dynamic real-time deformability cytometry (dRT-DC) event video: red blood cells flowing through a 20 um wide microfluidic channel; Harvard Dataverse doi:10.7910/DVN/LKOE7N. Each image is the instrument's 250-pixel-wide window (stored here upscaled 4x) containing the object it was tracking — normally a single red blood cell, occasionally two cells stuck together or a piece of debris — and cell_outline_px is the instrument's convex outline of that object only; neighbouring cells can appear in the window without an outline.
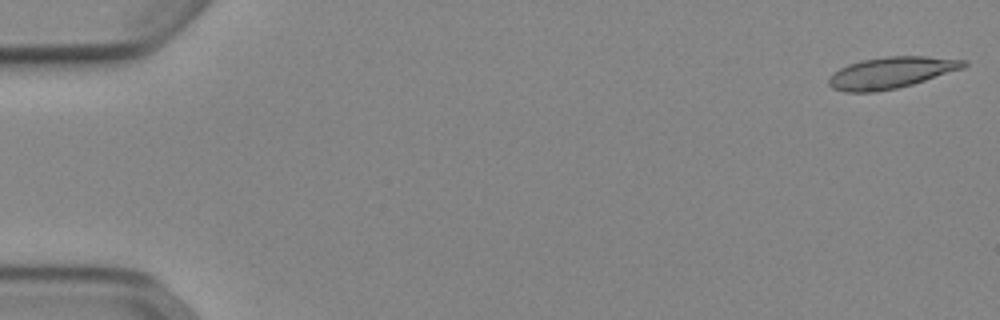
{"species": "Egyptian fruit bat (a non-hibernating species)", "species_latin": "Rousettus aegyptiacus", "temperature_condition": "cold", "stored_images_in_passage": 52, "camera_frame_rate_fps": 3000, "um_per_image_px": 0.085, "animal": {"sex": "female"}, "frame": {"image": 1, "passage_image": 1, "time_ms": 0.0, "image_size_px": [1000, 320], "cell_outline_px": [[968, 64], [964, 68], [912, 84], [896, 88], [876, 92], [844, 92], [832, 88], [828, 84], [828, 76], [832, 72], [848, 64], [860, 60], [884, 56], [924, 56], [968, 60]], "centroid_in_image_um": [75.71, 6.17], "position_along_channel_um": 9.3, "area_um2": 24.91}}
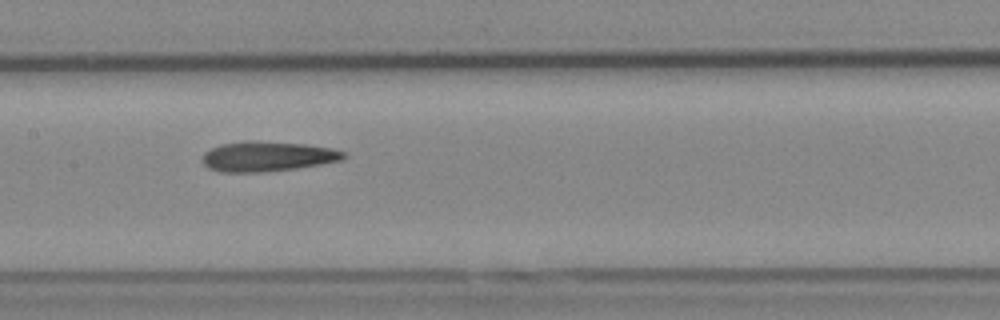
{"frame": {"image": 2, "passage_image": 26, "time_ms": 8.333, "image_size_px": [1000, 320], "cell_outline_px": [[348, 156], [340, 160], [320, 164], [296, 168], [264, 172], [220, 172], [208, 168], [204, 164], [204, 152], [220, 144], [248, 140], [256, 140], [304, 144], [332, 148], [344, 152]], "centroid_in_image_um": [22.72, 13.29], "position_along_channel_um": 184.7, "area_um2": 24.68}}
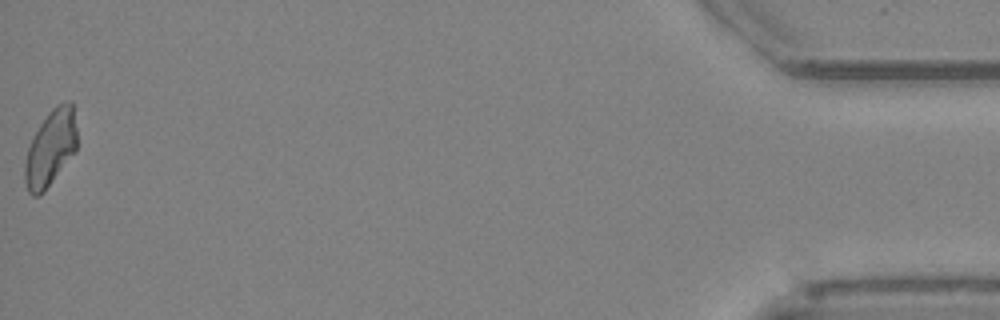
{"frame": {"image": 3, "passage_image": 52, "time_ms": 17.0, "image_size_px": [1000, 320], "cell_outline_px": [[76, 152], [44, 192], [40, 196], [32, 196], [28, 192], [24, 180], [24, 164], [28, 148], [40, 124], [48, 112], [56, 104], [64, 100], [72, 100], [76, 128]], "centroid_in_image_um": [4.3, 12.59], "position_along_channel_um": 430.9, "area_um2": 23.35}, "authors_computed_cell_mechanics": {"area_um2": 24.3049, "velocity_mm_per_s": 3.8943, "shape_relaxation_time_tau1_ms": null, "shape_relaxation_time_tau2_ms": 6.5663, "deformation_change_tau1": null, "deformation_change_tau2": 0.1739}}